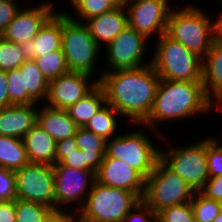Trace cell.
I'll return each instance as SVG.
<instances>
[{"label": "cell", "mask_w": 222, "mask_h": 222, "mask_svg": "<svg viewBox=\"0 0 222 222\" xmlns=\"http://www.w3.org/2000/svg\"><path fill=\"white\" fill-rule=\"evenodd\" d=\"M97 78L105 91L106 103L132 125L141 126L152 110L160 80L152 65L101 72Z\"/></svg>", "instance_id": "cell-1"}, {"label": "cell", "mask_w": 222, "mask_h": 222, "mask_svg": "<svg viewBox=\"0 0 222 222\" xmlns=\"http://www.w3.org/2000/svg\"><path fill=\"white\" fill-rule=\"evenodd\" d=\"M212 101L205 95L202 82L173 81L160 79L148 118L141 124L157 131L161 121L188 119L196 114L208 113Z\"/></svg>", "instance_id": "cell-2"}, {"label": "cell", "mask_w": 222, "mask_h": 222, "mask_svg": "<svg viewBox=\"0 0 222 222\" xmlns=\"http://www.w3.org/2000/svg\"><path fill=\"white\" fill-rule=\"evenodd\" d=\"M151 65L160 79L202 82L203 59L166 33L156 40Z\"/></svg>", "instance_id": "cell-3"}, {"label": "cell", "mask_w": 222, "mask_h": 222, "mask_svg": "<svg viewBox=\"0 0 222 222\" xmlns=\"http://www.w3.org/2000/svg\"><path fill=\"white\" fill-rule=\"evenodd\" d=\"M212 20L196 5L189 4L178 10L172 8L166 34L203 59L213 42Z\"/></svg>", "instance_id": "cell-4"}, {"label": "cell", "mask_w": 222, "mask_h": 222, "mask_svg": "<svg viewBox=\"0 0 222 222\" xmlns=\"http://www.w3.org/2000/svg\"><path fill=\"white\" fill-rule=\"evenodd\" d=\"M140 199L125 189L94 181L82 207L77 211L81 222H122Z\"/></svg>", "instance_id": "cell-5"}, {"label": "cell", "mask_w": 222, "mask_h": 222, "mask_svg": "<svg viewBox=\"0 0 222 222\" xmlns=\"http://www.w3.org/2000/svg\"><path fill=\"white\" fill-rule=\"evenodd\" d=\"M194 190L160 159L145 179L142 200L158 214L165 208L191 203Z\"/></svg>", "instance_id": "cell-6"}, {"label": "cell", "mask_w": 222, "mask_h": 222, "mask_svg": "<svg viewBox=\"0 0 222 222\" xmlns=\"http://www.w3.org/2000/svg\"><path fill=\"white\" fill-rule=\"evenodd\" d=\"M101 49L83 22L62 14V50L69 72L95 75Z\"/></svg>", "instance_id": "cell-7"}, {"label": "cell", "mask_w": 222, "mask_h": 222, "mask_svg": "<svg viewBox=\"0 0 222 222\" xmlns=\"http://www.w3.org/2000/svg\"><path fill=\"white\" fill-rule=\"evenodd\" d=\"M139 129L138 126L137 130L129 134L119 132L116 137L107 140L104 158L120 159L146 179L160 159V149L151 142L150 136L146 135L148 132L142 131V126Z\"/></svg>", "instance_id": "cell-8"}, {"label": "cell", "mask_w": 222, "mask_h": 222, "mask_svg": "<svg viewBox=\"0 0 222 222\" xmlns=\"http://www.w3.org/2000/svg\"><path fill=\"white\" fill-rule=\"evenodd\" d=\"M205 138V139H204ZM187 146L160 149V160L173 172L179 174L195 191L199 192L208 181L206 137Z\"/></svg>", "instance_id": "cell-9"}, {"label": "cell", "mask_w": 222, "mask_h": 222, "mask_svg": "<svg viewBox=\"0 0 222 222\" xmlns=\"http://www.w3.org/2000/svg\"><path fill=\"white\" fill-rule=\"evenodd\" d=\"M16 174V199L45 205L55 211L52 165L28 163Z\"/></svg>", "instance_id": "cell-10"}, {"label": "cell", "mask_w": 222, "mask_h": 222, "mask_svg": "<svg viewBox=\"0 0 222 222\" xmlns=\"http://www.w3.org/2000/svg\"><path fill=\"white\" fill-rule=\"evenodd\" d=\"M52 168L55 187V211H66V209L69 211L70 204L76 206L79 203L76 206L77 209L74 206V211L77 212L84 204L86 196L96 180V173L93 170H80L58 164H54Z\"/></svg>", "instance_id": "cell-11"}, {"label": "cell", "mask_w": 222, "mask_h": 222, "mask_svg": "<svg viewBox=\"0 0 222 222\" xmlns=\"http://www.w3.org/2000/svg\"><path fill=\"white\" fill-rule=\"evenodd\" d=\"M149 40L128 25L106 47V71L137 69L148 63L143 62L147 54ZM146 52V54H145Z\"/></svg>", "instance_id": "cell-12"}, {"label": "cell", "mask_w": 222, "mask_h": 222, "mask_svg": "<svg viewBox=\"0 0 222 222\" xmlns=\"http://www.w3.org/2000/svg\"><path fill=\"white\" fill-rule=\"evenodd\" d=\"M163 0H128L125 9L128 26L151 39L158 33H166L168 17L172 8Z\"/></svg>", "instance_id": "cell-13"}, {"label": "cell", "mask_w": 222, "mask_h": 222, "mask_svg": "<svg viewBox=\"0 0 222 222\" xmlns=\"http://www.w3.org/2000/svg\"><path fill=\"white\" fill-rule=\"evenodd\" d=\"M91 82H90V79ZM81 72H67L49 81L46 106L67 110L90 93L99 81Z\"/></svg>", "instance_id": "cell-14"}, {"label": "cell", "mask_w": 222, "mask_h": 222, "mask_svg": "<svg viewBox=\"0 0 222 222\" xmlns=\"http://www.w3.org/2000/svg\"><path fill=\"white\" fill-rule=\"evenodd\" d=\"M50 2L43 1L30 9L21 7L1 36L17 44L33 39L44 23L56 12L53 9L55 6Z\"/></svg>", "instance_id": "cell-15"}, {"label": "cell", "mask_w": 222, "mask_h": 222, "mask_svg": "<svg viewBox=\"0 0 222 222\" xmlns=\"http://www.w3.org/2000/svg\"><path fill=\"white\" fill-rule=\"evenodd\" d=\"M95 177L100 184L128 190L140 200L143 197L145 178L136 169L120 159L104 158Z\"/></svg>", "instance_id": "cell-16"}, {"label": "cell", "mask_w": 222, "mask_h": 222, "mask_svg": "<svg viewBox=\"0 0 222 222\" xmlns=\"http://www.w3.org/2000/svg\"><path fill=\"white\" fill-rule=\"evenodd\" d=\"M19 47L25 60L62 49V14L55 12L33 39L19 44Z\"/></svg>", "instance_id": "cell-17"}, {"label": "cell", "mask_w": 222, "mask_h": 222, "mask_svg": "<svg viewBox=\"0 0 222 222\" xmlns=\"http://www.w3.org/2000/svg\"><path fill=\"white\" fill-rule=\"evenodd\" d=\"M39 105H12L0 109V135L22 139L37 123Z\"/></svg>", "instance_id": "cell-18"}, {"label": "cell", "mask_w": 222, "mask_h": 222, "mask_svg": "<svg viewBox=\"0 0 222 222\" xmlns=\"http://www.w3.org/2000/svg\"><path fill=\"white\" fill-rule=\"evenodd\" d=\"M95 42L102 47L109 44L127 25L125 7L113 8L84 22Z\"/></svg>", "instance_id": "cell-19"}, {"label": "cell", "mask_w": 222, "mask_h": 222, "mask_svg": "<svg viewBox=\"0 0 222 222\" xmlns=\"http://www.w3.org/2000/svg\"><path fill=\"white\" fill-rule=\"evenodd\" d=\"M37 108V124L56 142L75 136L79 126L71 119L67 110L52 108L45 104Z\"/></svg>", "instance_id": "cell-20"}, {"label": "cell", "mask_w": 222, "mask_h": 222, "mask_svg": "<svg viewBox=\"0 0 222 222\" xmlns=\"http://www.w3.org/2000/svg\"><path fill=\"white\" fill-rule=\"evenodd\" d=\"M30 163L56 164V141L37 123L22 138Z\"/></svg>", "instance_id": "cell-21"}, {"label": "cell", "mask_w": 222, "mask_h": 222, "mask_svg": "<svg viewBox=\"0 0 222 222\" xmlns=\"http://www.w3.org/2000/svg\"><path fill=\"white\" fill-rule=\"evenodd\" d=\"M202 84L211 101L222 93V42L213 40L203 58Z\"/></svg>", "instance_id": "cell-22"}, {"label": "cell", "mask_w": 222, "mask_h": 222, "mask_svg": "<svg viewBox=\"0 0 222 222\" xmlns=\"http://www.w3.org/2000/svg\"><path fill=\"white\" fill-rule=\"evenodd\" d=\"M77 147L83 151L86 164L96 173L106 154V141L103 137L79 127L75 134Z\"/></svg>", "instance_id": "cell-23"}, {"label": "cell", "mask_w": 222, "mask_h": 222, "mask_svg": "<svg viewBox=\"0 0 222 222\" xmlns=\"http://www.w3.org/2000/svg\"><path fill=\"white\" fill-rule=\"evenodd\" d=\"M106 95L103 87L98 84L90 93L67 109L71 119L84 127L89 120L105 105Z\"/></svg>", "instance_id": "cell-24"}, {"label": "cell", "mask_w": 222, "mask_h": 222, "mask_svg": "<svg viewBox=\"0 0 222 222\" xmlns=\"http://www.w3.org/2000/svg\"><path fill=\"white\" fill-rule=\"evenodd\" d=\"M28 163L23 140L0 135V167L17 171Z\"/></svg>", "instance_id": "cell-25"}, {"label": "cell", "mask_w": 222, "mask_h": 222, "mask_svg": "<svg viewBox=\"0 0 222 222\" xmlns=\"http://www.w3.org/2000/svg\"><path fill=\"white\" fill-rule=\"evenodd\" d=\"M19 68L24 75L28 96L39 105L41 100L45 101L47 98L49 82L37 67L34 59L25 60Z\"/></svg>", "instance_id": "cell-26"}, {"label": "cell", "mask_w": 222, "mask_h": 222, "mask_svg": "<svg viewBox=\"0 0 222 222\" xmlns=\"http://www.w3.org/2000/svg\"><path fill=\"white\" fill-rule=\"evenodd\" d=\"M121 115L109 104L105 105L84 126L88 131L110 140L118 134V118Z\"/></svg>", "instance_id": "cell-27"}, {"label": "cell", "mask_w": 222, "mask_h": 222, "mask_svg": "<svg viewBox=\"0 0 222 222\" xmlns=\"http://www.w3.org/2000/svg\"><path fill=\"white\" fill-rule=\"evenodd\" d=\"M34 61L48 82L69 72L62 49L35 57Z\"/></svg>", "instance_id": "cell-28"}, {"label": "cell", "mask_w": 222, "mask_h": 222, "mask_svg": "<svg viewBox=\"0 0 222 222\" xmlns=\"http://www.w3.org/2000/svg\"><path fill=\"white\" fill-rule=\"evenodd\" d=\"M16 222H44L54 211L51 208L30 201L15 199Z\"/></svg>", "instance_id": "cell-29"}, {"label": "cell", "mask_w": 222, "mask_h": 222, "mask_svg": "<svg viewBox=\"0 0 222 222\" xmlns=\"http://www.w3.org/2000/svg\"><path fill=\"white\" fill-rule=\"evenodd\" d=\"M8 77V95L12 105L36 104L25 90L24 75L20 68L7 71Z\"/></svg>", "instance_id": "cell-30"}, {"label": "cell", "mask_w": 222, "mask_h": 222, "mask_svg": "<svg viewBox=\"0 0 222 222\" xmlns=\"http://www.w3.org/2000/svg\"><path fill=\"white\" fill-rule=\"evenodd\" d=\"M191 207L194 216L201 222H212L221 212V203L206 198L200 192H194Z\"/></svg>", "instance_id": "cell-31"}, {"label": "cell", "mask_w": 222, "mask_h": 222, "mask_svg": "<svg viewBox=\"0 0 222 222\" xmlns=\"http://www.w3.org/2000/svg\"><path fill=\"white\" fill-rule=\"evenodd\" d=\"M73 8V10L77 12L75 13L77 14V19L76 17L72 16V14H68V11L64 12L62 10L58 11L57 13L67 14L71 19L84 23V21L90 18L113 9V7L105 0H80Z\"/></svg>", "instance_id": "cell-32"}, {"label": "cell", "mask_w": 222, "mask_h": 222, "mask_svg": "<svg viewBox=\"0 0 222 222\" xmlns=\"http://www.w3.org/2000/svg\"><path fill=\"white\" fill-rule=\"evenodd\" d=\"M24 61L19 44L0 36V70L7 72L19 68Z\"/></svg>", "instance_id": "cell-33"}, {"label": "cell", "mask_w": 222, "mask_h": 222, "mask_svg": "<svg viewBox=\"0 0 222 222\" xmlns=\"http://www.w3.org/2000/svg\"><path fill=\"white\" fill-rule=\"evenodd\" d=\"M220 139L206 137V156H207V171L209 177L219 176L222 174V144Z\"/></svg>", "instance_id": "cell-34"}, {"label": "cell", "mask_w": 222, "mask_h": 222, "mask_svg": "<svg viewBox=\"0 0 222 222\" xmlns=\"http://www.w3.org/2000/svg\"><path fill=\"white\" fill-rule=\"evenodd\" d=\"M194 216L190 203L163 209L157 214V222H190Z\"/></svg>", "instance_id": "cell-35"}, {"label": "cell", "mask_w": 222, "mask_h": 222, "mask_svg": "<svg viewBox=\"0 0 222 222\" xmlns=\"http://www.w3.org/2000/svg\"><path fill=\"white\" fill-rule=\"evenodd\" d=\"M16 199L15 171L0 167V201Z\"/></svg>", "instance_id": "cell-36"}, {"label": "cell", "mask_w": 222, "mask_h": 222, "mask_svg": "<svg viewBox=\"0 0 222 222\" xmlns=\"http://www.w3.org/2000/svg\"><path fill=\"white\" fill-rule=\"evenodd\" d=\"M122 222H157V214L141 199Z\"/></svg>", "instance_id": "cell-37"}, {"label": "cell", "mask_w": 222, "mask_h": 222, "mask_svg": "<svg viewBox=\"0 0 222 222\" xmlns=\"http://www.w3.org/2000/svg\"><path fill=\"white\" fill-rule=\"evenodd\" d=\"M18 0H0V36L21 9ZM17 2V4H16Z\"/></svg>", "instance_id": "cell-38"}, {"label": "cell", "mask_w": 222, "mask_h": 222, "mask_svg": "<svg viewBox=\"0 0 222 222\" xmlns=\"http://www.w3.org/2000/svg\"><path fill=\"white\" fill-rule=\"evenodd\" d=\"M206 198L222 201V174L210 177L204 187L199 191Z\"/></svg>", "instance_id": "cell-39"}, {"label": "cell", "mask_w": 222, "mask_h": 222, "mask_svg": "<svg viewBox=\"0 0 222 222\" xmlns=\"http://www.w3.org/2000/svg\"><path fill=\"white\" fill-rule=\"evenodd\" d=\"M58 165L69 166L80 170H92L85 161V155L79 148L75 151L64 152V158Z\"/></svg>", "instance_id": "cell-40"}, {"label": "cell", "mask_w": 222, "mask_h": 222, "mask_svg": "<svg viewBox=\"0 0 222 222\" xmlns=\"http://www.w3.org/2000/svg\"><path fill=\"white\" fill-rule=\"evenodd\" d=\"M77 142L75 136L68 137L56 143V164L64 158V152L77 150Z\"/></svg>", "instance_id": "cell-41"}, {"label": "cell", "mask_w": 222, "mask_h": 222, "mask_svg": "<svg viewBox=\"0 0 222 222\" xmlns=\"http://www.w3.org/2000/svg\"><path fill=\"white\" fill-rule=\"evenodd\" d=\"M44 222H81L78 218V213L73 211H53Z\"/></svg>", "instance_id": "cell-42"}, {"label": "cell", "mask_w": 222, "mask_h": 222, "mask_svg": "<svg viewBox=\"0 0 222 222\" xmlns=\"http://www.w3.org/2000/svg\"><path fill=\"white\" fill-rule=\"evenodd\" d=\"M0 222H16L15 200L0 201Z\"/></svg>", "instance_id": "cell-43"}, {"label": "cell", "mask_w": 222, "mask_h": 222, "mask_svg": "<svg viewBox=\"0 0 222 222\" xmlns=\"http://www.w3.org/2000/svg\"><path fill=\"white\" fill-rule=\"evenodd\" d=\"M12 106L8 95L7 72L0 70V109Z\"/></svg>", "instance_id": "cell-44"}, {"label": "cell", "mask_w": 222, "mask_h": 222, "mask_svg": "<svg viewBox=\"0 0 222 222\" xmlns=\"http://www.w3.org/2000/svg\"><path fill=\"white\" fill-rule=\"evenodd\" d=\"M216 3L221 6L222 0H216ZM212 37H213V40L222 42V14L221 13H220V17L218 15L216 20L212 21Z\"/></svg>", "instance_id": "cell-45"}, {"label": "cell", "mask_w": 222, "mask_h": 222, "mask_svg": "<svg viewBox=\"0 0 222 222\" xmlns=\"http://www.w3.org/2000/svg\"><path fill=\"white\" fill-rule=\"evenodd\" d=\"M109 3L113 8H121L125 7L128 0H105Z\"/></svg>", "instance_id": "cell-46"}, {"label": "cell", "mask_w": 222, "mask_h": 222, "mask_svg": "<svg viewBox=\"0 0 222 222\" xmlns=\"http://www.w3.org/2000/svg\"><path fill=\"white\" fill-rule=\"evenodd\" d=\"M215 102V103H214ZM212 103H214V104H212V107H214V106H216V107H214L215 108V110L214 111H220V113L222 112V93L219 95V96H217L213 101H212Z\"/></svg>", "instance_id": "cell-47"}, {"label": "cell", "mask_w": 222, "mask_h": 222, "mask_svg": "<svg viewBox=\"0 0 222 222\" xmlns=\"http://www.w3.org/2000/svg\"><path fill=\"white\" fill-rule=\"evenodd\" d=\"M212 222H222V211L218 214V216Z\"/></svg>", "instance_id": "cell-48"}, {"label": "cell", "mask_w": 222, "mask_h": 222, "mask_svg": "<svg viewBox=\"0 0 222 222\" xmlns=\"http://www.w3.org/2000/svg\"><path fill=\"white\" fill-rule=\"evenodd\" d=\"M71 2L72 7H74L80 0H69Z\"/></svg>", "instance_id": "cell-49"}, {"label": "cell", "mask_w": 222, "mask_h": 222, "mask_svg": "<svg viewBox=\"0 0 222 222\" xmlns=\"http://www.w3.org/2000/svg\"><path fill=\"white\" fill-rule=\"evenodd\" d=\"M190 222H201L200 220H198L195 216H193L192 220Z\"/></svg>", "instance_id": "cell-50"}]
</instances>
